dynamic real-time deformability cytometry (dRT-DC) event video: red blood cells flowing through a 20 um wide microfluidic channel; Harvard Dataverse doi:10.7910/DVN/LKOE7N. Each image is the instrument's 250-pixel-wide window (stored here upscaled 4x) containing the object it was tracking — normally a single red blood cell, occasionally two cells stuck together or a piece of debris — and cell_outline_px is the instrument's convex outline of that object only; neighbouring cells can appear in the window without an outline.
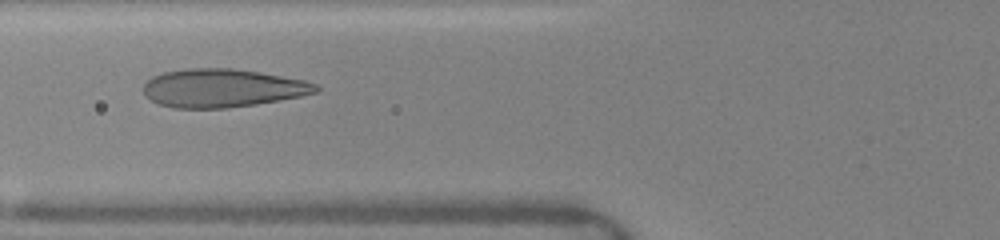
{"species": "human", "species_latin": "Homo sapiens", "temperature_condition": "warm", "stored_images_in_passage": 59, "camera_frame_rate_fps": 3000, "um_per_image_px": 0.085, "donor": {"sex": "female"}, "frame": {"image": 1, "passage_image": 17, "time_ms": 4.667, "image_size_px": [1000, 240], "cell_outline_px": [[320, 88], [316, 92], [300, 96], [256, 104], [224, 108], [172, 108], [160, 104], [152, 100], [144, 92], [144, 84], [152, 76], [164, 72], [188, 68], [232, 68], [260, 72], [304, 80], [316, 84]], "centroid_in_image_um": [18.9, 7.48], "position_along_channel_um": 106.9, "area_um2": 38.26}}
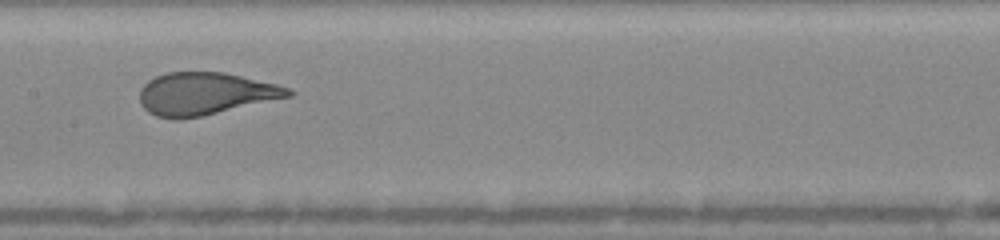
{"frame": {"image": 2, "passage_image": 23, "time_ms": 6.667, "image_size_px": [1000, 240], "cell_outline_px": [[296, 92], [292, 96], [200, 116], [176, 120], [156, 116], [148, 112], [140, 104], [140, 88], [148, 80], [156, 76], [168, 72], [224, 72], [276, 84], [288, 88]], "centroid_in_image_um": [17.41, 7.96], "position_along_channel_um": 190.0, "area_um2": 36.65}}
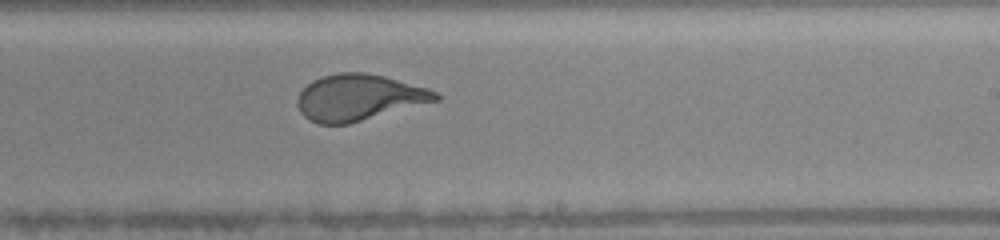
{"frame": {"image": 3, "passage_image": 27, "time_ms": 8.333, "image_size_px": [1000, 240], "cell_outline_px": [[440, 100], [348, 124], [320, 124], [308, 120], [300, 112], [296, 100], [300, 92], [312, 80], [324, 76], [340, 72], [364, 72], [384, 76], [428, 88], [436, 92], [440, 96]], "centroid_in_image_um": [30.5, 8.29], "position_along_channel_um": 258.5, "area_um2": 37.17}, "authors_computed_cell_mechanics": {"area_um2": 37.8012, "velocity_mm_per_s": 4.135, "shape_relaxation_time_tau1_ms": 4.6418, "shape_relaxation_time_tau2_ms": null, "deformation_change_tau1": 0.2312, "deformation_change_tau2": null}}